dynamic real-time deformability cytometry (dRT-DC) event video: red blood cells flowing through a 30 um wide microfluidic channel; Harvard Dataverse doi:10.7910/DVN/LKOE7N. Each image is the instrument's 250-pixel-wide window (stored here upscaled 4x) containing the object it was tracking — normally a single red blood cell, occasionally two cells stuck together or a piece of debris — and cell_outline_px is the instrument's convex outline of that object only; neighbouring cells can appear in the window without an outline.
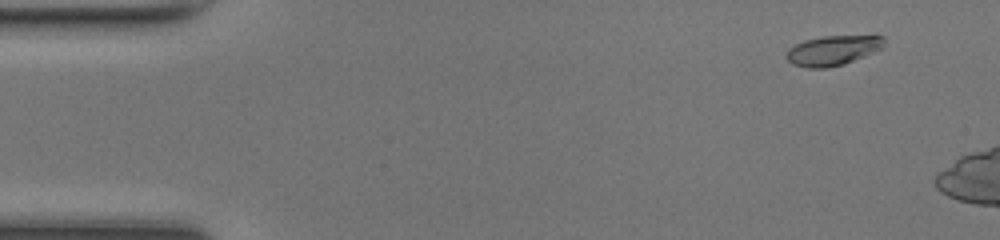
{"species": "common noctule bat (a hibernating species)", "species_latin": "Nyctalus noctula", "temperature_condition": "room temperature", "stored_images_in_passage": 16, "camera_frame_rate_fps": 3000, "um_per_image_px": 0.085, "animal": {"sex": "female", "body_mass_g": 17.0, "forearm_length_mm": 48.0}, "frame": {"image": 1, "passage_image": 4, "time_ms": 1.0, "image_size_px": [1000, 240], "cell_outline_px": [[884, 48], [844, 64], [824, 68], [808, 68], [792, 64], [784, 56], [788, 48], [804, 40], [824, 36], [884, 36]], "centroid_in_image_um": [70.77, 4.29], "position_along_channel_um": 14.2, "area_um2": 16.99}}
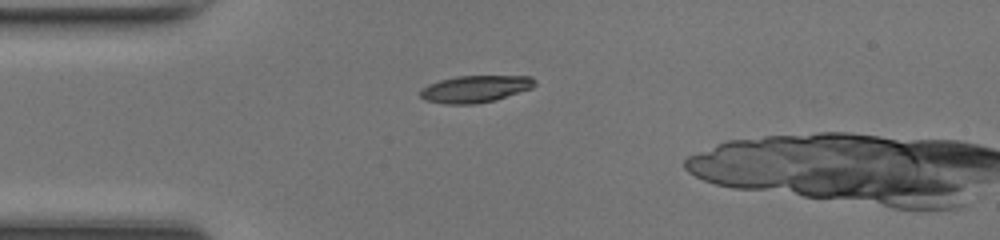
{"frame": {"image": 2, "passage_image": 13, "time_ms": 4.0, "image_size_px": [1000, 240], "cell_outline_px": [[536, 84], [532, 88], [496, 100], [476, 104], [444, 104], [424, 100], [420, 96], [420, 88], [428, 84], [440, 80], [456, 76], [532, 76], [536, 80]], "centroid_in_image_um": [40.38, 7.56], "position_along_channel_um": 44.6, "area_um2": 18.21}}